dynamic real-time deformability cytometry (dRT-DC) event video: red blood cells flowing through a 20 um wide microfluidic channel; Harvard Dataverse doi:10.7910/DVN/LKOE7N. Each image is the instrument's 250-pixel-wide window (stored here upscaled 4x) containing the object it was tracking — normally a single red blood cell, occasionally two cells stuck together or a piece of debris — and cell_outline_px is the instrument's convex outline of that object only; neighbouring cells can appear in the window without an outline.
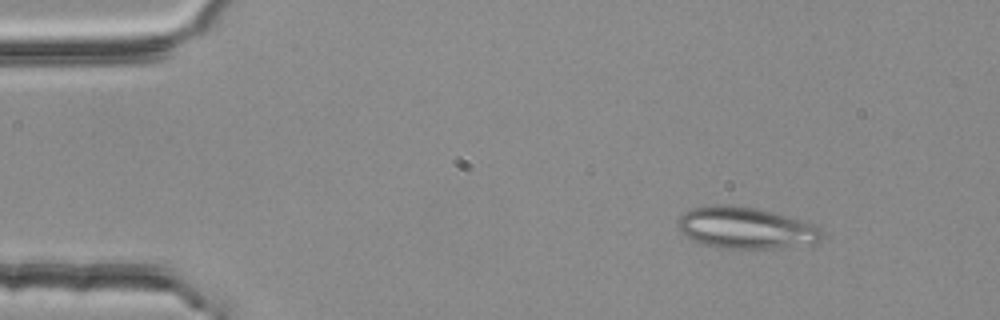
{"species": "common noctule bat (a hibernating species)", "species_latin": "Nyctalus noctula", "temperature_condition": "room temperature", "stored_images_in_passage": 3, "camera_frame_rate_fps": 3000, "um_per_image_px": 0.085, "animal": {"sex": "female", "body_mass_g": 25.1}, "frame": {"image": 1, "passage_image": 1, "time_ms": 0.0, "image_size_px": [1000, 320], "cell_outline_px": [[820, 240], [812, 244], [772, 248], [720, 248], [704, 244], [692, 240], [684, 236], [680, 232], [676, 224], [676, 220], [684, 212], [692, 208], [712, 204], [720, 204], [756, 208], [784, 216], [820, 228]], "centroid_in_image_um": [63.25, 19.37], "position_along_channel_um": 21.7, "area_um2": 34.39}}